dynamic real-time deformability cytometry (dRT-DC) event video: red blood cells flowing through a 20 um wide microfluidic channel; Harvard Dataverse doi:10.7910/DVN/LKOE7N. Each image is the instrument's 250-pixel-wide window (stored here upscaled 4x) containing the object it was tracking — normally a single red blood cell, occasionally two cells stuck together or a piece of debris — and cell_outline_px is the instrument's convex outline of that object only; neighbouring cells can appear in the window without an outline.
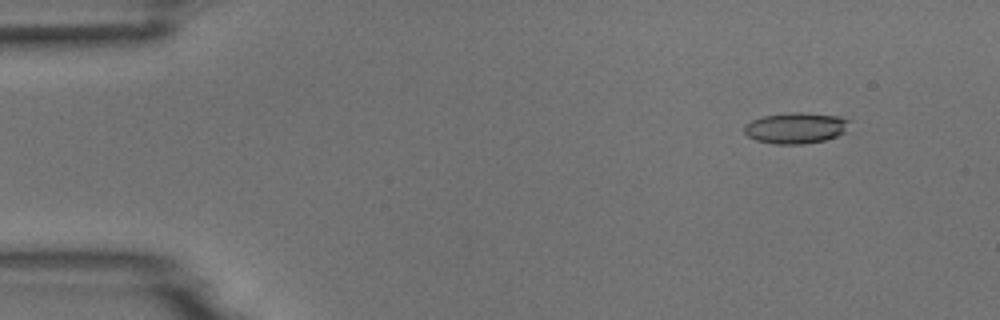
{"species": "common noctule bat (a hibernating species)", "species_latin": "Nyctalus noctula", "temperature_condition": "room temperature", "stored_images_in_passage": 6, "camera_frame_rate_fps": 3000, "um_per_image_px": 0.085, "animal": {"sex": "male", "body_mass_g": 18.8}, "frame": {"image": 1, "passage_image": 2, "time_ms": 0.333, "image_size_px": [1000, 320], "cell_outline_px": [[852, 120], [844, 132], [836, 136], [824, 140], [804, 144], [772, 144], [756, 140], [748, 136], [744, 132], [744, 124], [752, 120], [764, 116], [792, 112], [804, 112], [840, 116]], "centroid_in_image_um": [67.65, 10.87], "position_along_channel_um": 17.4, "area_um2": 19.13}}
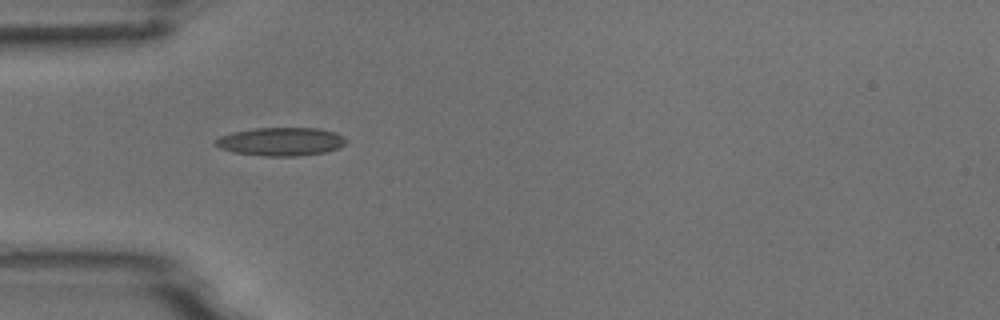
{"frame": {"image": 2, "passage_image": 5, "time_ms": 1.333, "image_size_px": [1000, 320], "cell_outline_px": [[348, 140], [340, 148], [324, 152], [300, 156], [264, 156], [232, 152], [220, 148], [212, 144], [212, 140], [220, 136], [232, 132], [252, 128], [320, 128], [336, 132], [344, 136]], "centroid_in_image_um": [23.86, 12.03], "position_along_channel_um": 61.1, "area_um2": 21.96}}
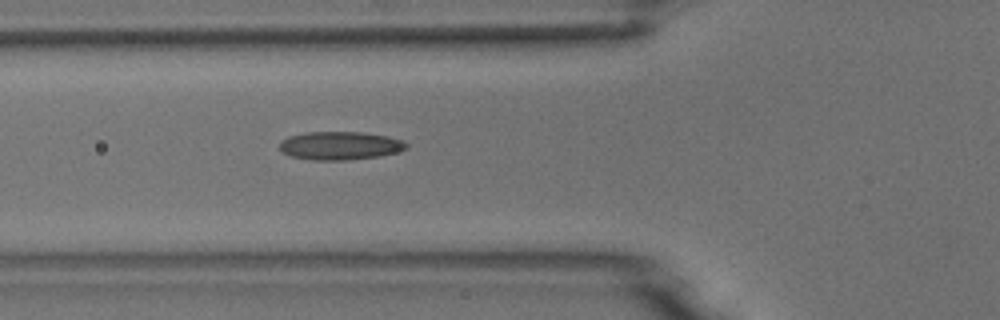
{"frame": {"image": 3, "passage_image": 6, "time_ms": 1.667, "image_size_px": [1000, 320], "cell_outline_px": [[408, 148], [396, 152], [380, 156], [348, 160], [312, 160], [292, 156], [280, 152], [280, 140], [288, 136], [304, 132], [364, 132], [388, 136], [404, 140], [408, 144]], "centroid_in_image_um": [28.9, 12.37], "position_along_channel_um": 96.9, "area_um2": 21.15}}